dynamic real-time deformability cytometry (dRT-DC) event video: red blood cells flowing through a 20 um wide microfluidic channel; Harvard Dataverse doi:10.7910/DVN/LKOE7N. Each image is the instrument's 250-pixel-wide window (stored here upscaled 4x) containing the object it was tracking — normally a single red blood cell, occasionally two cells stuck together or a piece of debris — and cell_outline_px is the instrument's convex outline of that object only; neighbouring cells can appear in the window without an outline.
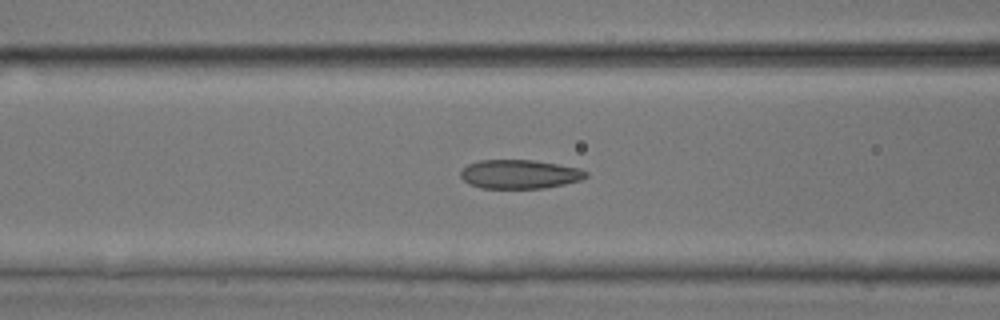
{"species": "common noctule bat (a hibernating species)", "species_latin": "Nyctalus noctula", "temperature_condition": "room temperature", "stored_images_in_passage": 50, "camera_frame_rate_fps": 3000, "um_per_image_px": 0.085, "animal": {"sex": "male", "body_mass_g": 17.9, "forearm_length_mm": 54.2}, "frame": {"image": 1, "passage_image": 20, "time_ms": 6.333, "image_size_px": [1000, 320], "cell_outline_px": [[588, 176], [580, 180], [564, 184], [544, 188], [480, 188], [468, 184], [460, 176], [460, 172], [468, 164], [480, 160], [532, 160], [580, 168], [588, 172]], "centroid_in_image_um": [44.16, 14.81], "position_along_channel_um": 122.4, "area_um2": 21.1}}
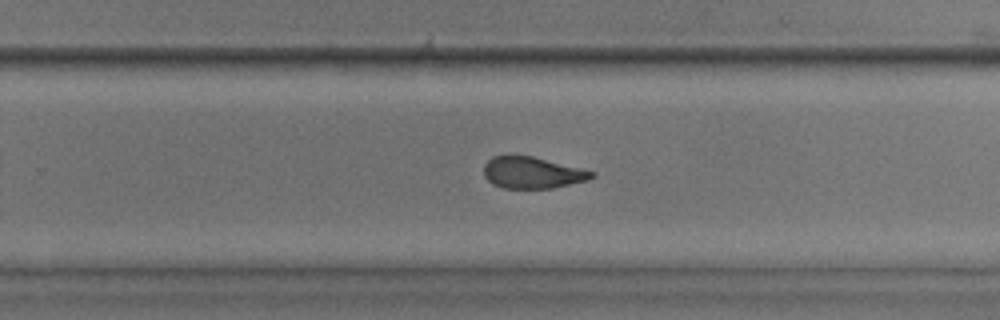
{"frame": {"image": 2, "passage_image": 32, "time_ms": 10.333, "image_size_px": [1000, 320], "cell_outline_px": [[596, 176], [588, 180], [552, 188], [504, 188], [492, 184], [484, 176], [484, 164], [492, 156], [508, 152], [532, 156], [596, 172]], "centroid_in_image_um": [45.19, 14.64], "position_along_channel_um": 284.6, "area_um2": 20.29}}
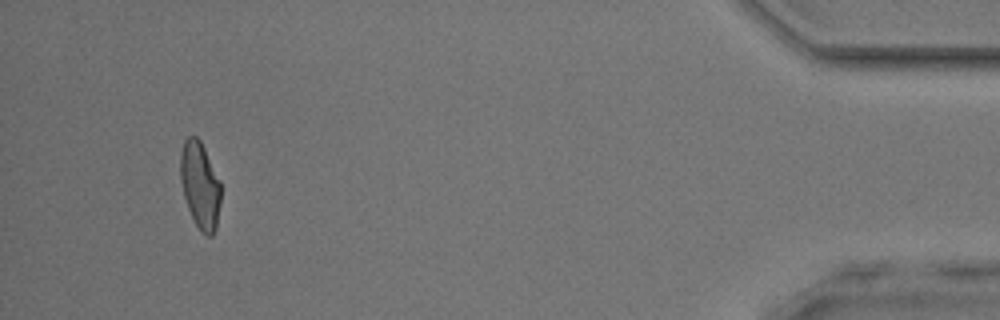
{"frame": {"image": 3, "passage_image": 47, "time_ms": 15.333, "image_size_px": [1000, 320], "cell_outline_px": [[220, 204], [216, 228], [212, 236], [208, 236], [200, 232], [188, 208], [184, 196], [180, 180], [180, 152], [184, 140], [188, 136], [196, 136], [200, 140], [220, 180]], "centroid_in_image_um": [16.99, 15.74], "position_along_channel_um": 418.2, "area_um2": 20.46}, "authors_computed_cell_mechanics": {"area_um2": 21.1837, "velocity_mm_per_s": 4.0731, "shape_relaxation_time_tau1_ms": 6.3042, "shape_relaxation_time_tau2_ms": 1.3656, "deformation_change_tau1": 0.1683, "deformation_change_tau2": 0.0828}}